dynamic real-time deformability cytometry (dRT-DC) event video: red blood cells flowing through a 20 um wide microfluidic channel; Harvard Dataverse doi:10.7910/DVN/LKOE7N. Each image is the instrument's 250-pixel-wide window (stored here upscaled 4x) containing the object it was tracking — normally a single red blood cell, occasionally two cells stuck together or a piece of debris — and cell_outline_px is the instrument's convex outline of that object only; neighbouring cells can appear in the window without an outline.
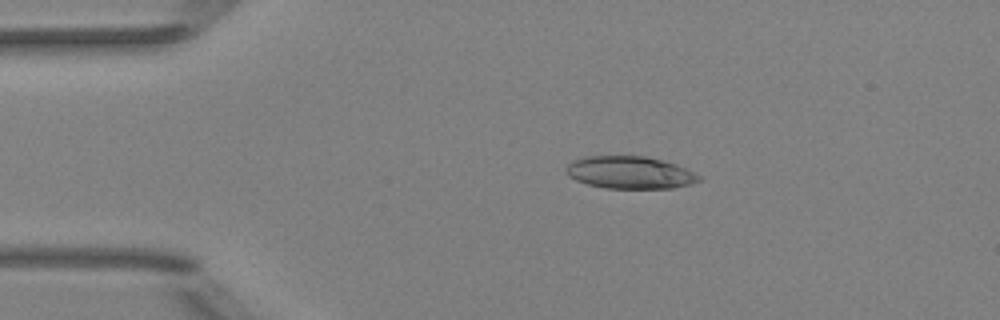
{"species": "Egyptian fruit bat (a non-hibernating species)", "species_latin": "Rousettus aegyptiacus", "temperature_condition": "room temperature", "stored_images_in_passage": 6, "camera_frame_rate_fps": 3000, "um_per_image_px": 0.085, "animal": {"sex": "female"}, "frame": {"image": 1, "passage_image": 3, "time_ms": 2.333, "image_size_px": [1000, 320], "cell_outline_px": [[700, 180], [692, 184], [672, 188], [604, 188], [588, 184], [576, 180], [568, 176], [564, 168], [572, 160], [584, 156], [644, 156], [664, 160], [676, 164], [700, 176]], "centroid_in_image_um": [53.5, 14.66], "position_along_channel_um": 31.5, "area_um2": 25.14}}
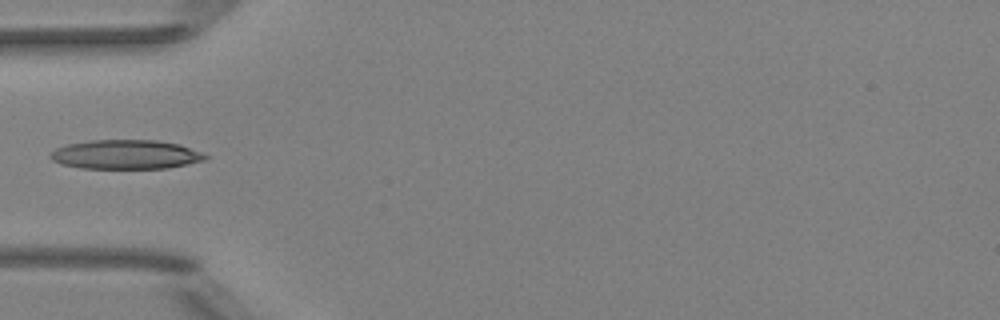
{"frame": {"image": 2, "passage_image": 5, "time_ms": 4.667, "image_size_px": [1000, 320], "cell_outline_px": [[208, 156], [204, 160], [168, 168], [80, 168], [60, 164], [52, 160], [48, 156], [56, 148], [68, 144], [92, 140], [156, 140], [180, 144], [200, 152]], "centroid_in_image_um": [10.66, 13.13], "position_along_channel_um": 74.3, "area_um2": 26.24}}
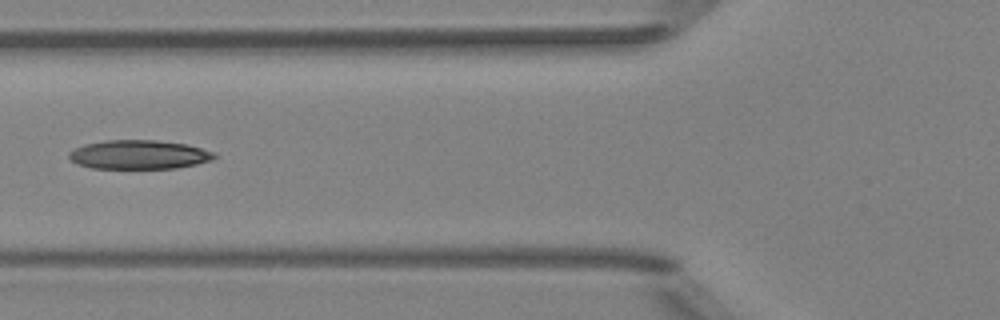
{"frame": {"image": 3, "passage_image": 6, "time_ms": 5.667, "image_size_px": [1000, 320], "cell_outline_px": [[216, 156], [212, 160], [196, 164], [176, 168], [92, 168], [76, 164], [68, 156], [68, 152], [84, 144], [104, 140], [156, 140], [188, 144], [216, 152]], "centroid_in_image_um": [11.82, 13.13], "position_along_channel_um": 114.0, "area_um2": 24.68}}